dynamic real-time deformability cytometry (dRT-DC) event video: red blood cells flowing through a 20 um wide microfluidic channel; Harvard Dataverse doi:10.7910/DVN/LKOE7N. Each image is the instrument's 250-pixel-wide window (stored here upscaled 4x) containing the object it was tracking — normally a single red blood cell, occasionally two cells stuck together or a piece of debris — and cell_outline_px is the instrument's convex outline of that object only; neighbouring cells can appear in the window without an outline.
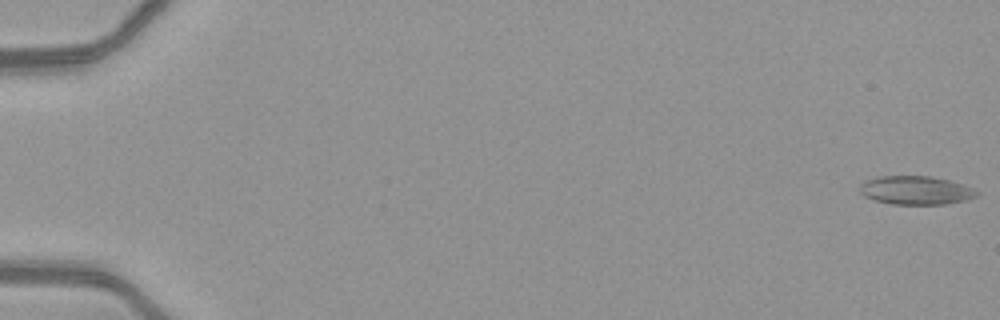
{"species": "common noctule bat (a hibernating species)", "species_latin": "Nyctalus noctula", "temperature_condition": "warm", "stored_images_in_passage": 8, "camera_frame_rate_fps": 3000, "um_per_image_px": 0.085, "animal": {"sex": "female", "body_mass_g": 21.9}, "frame": {"image": 1, "passage_image": 1, "time_ms": 0.0, "image_size_px": [1000, 320], "cell_outline_px": [[976, 196], [964, 200], [948, 204], [892, 204], [872, 200], [864, 196], [860, 192], [860, 184], [864, 180], [876, 176], [928, 176], [948, 180], [964, 184], [972, 188], [976, 192]], "centroid_in_image_um": [77.77, 16.17], "position_along_channel_um": 7.2, "area_um2": 19.48}}